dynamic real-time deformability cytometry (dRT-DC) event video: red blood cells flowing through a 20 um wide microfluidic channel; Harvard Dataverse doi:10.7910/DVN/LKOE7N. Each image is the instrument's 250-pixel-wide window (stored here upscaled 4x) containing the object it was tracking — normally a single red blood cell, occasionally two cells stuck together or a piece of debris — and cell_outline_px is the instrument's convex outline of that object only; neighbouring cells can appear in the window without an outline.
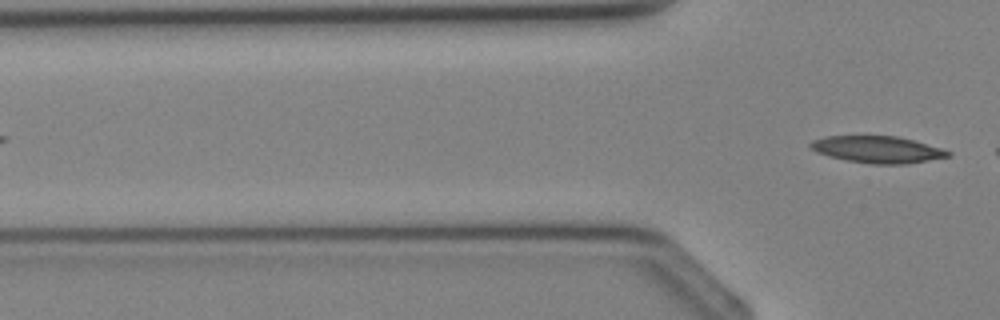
{"species": "Egyptian fruit bat (a non-hibernating species)", "species_latin": "Rousettus aegyptiacus", "temperature_condition": "cold", "stored_images_in_passage": 3, "camera_frame_rate_fps": 3000, "um_per_image_px": 0.085, "animal": {"sex": "female"}, "frame": {"image": 1, "passage_image": 3, "time_ms": 2.333, "image_size_px": [1000, 320], "cell_outline_px": [[952, 156], [908, 164], [872, 164], [848, 160], [828, 156], [816, 152], [808, 148], [808, 144], [812, 140], [828, 136], [896, 136], [944, 148], [952, 152]], "centroid_in_image_um": [74.6, 12.71], "position_along_channel_um": 51.2, "area_um2": 21.68}}